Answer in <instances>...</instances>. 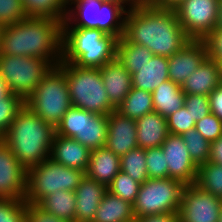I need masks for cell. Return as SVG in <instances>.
Listing matches in <instances>:
<instances>
[{
  "mask_svg": "<svg viewBox=\"0 0 222 222\" xmlns=\"http://www.w3.org/2000/svg\"><path fill=\"white\" fill-rule=\"evenodd\" d=\"M182 138L192 161L199 167L209 161L211 143L195 129L184 132Z\"/></svg>",
  "mask_w": 222,
  "mask_h": 222,
  "instance_id": "obj_33",
  "label": "cell"
},
{
  "mask_svg": "<svg viewBox=\"0 0 222 222\" xmlns=\"http://www.w3.org/2000/svg\"><path fill=\"white\" fill-rule=\"evenodd\" d=\"M219 222H222V209H221V214H220Z\"/></svg>",
  "mask_w": 222,
  "mask_h": 222,
  "instance_id": "obj_55",
  "label": "cell"
},
{
  "mask_svg": "<svg viewBox=\"0 0 222 222\" xmlns=\"http://www.w3.org/2000/svg\"><path fill=\"white\" fill-rule=\"evenodd\" d=\"M102 1L119 3L123 6H125L128 10L137 4L136 0H102Z\"/></svg>",
  "mask_w": 222,
  "mask_h": 222,
  "instance_id": "obj_48",
  "label": "cell"
},
{
  "mask_svg": "<svg viewBox=\"0 0 222 222\" xmlns=\"http://www.w3.org/2000/svg\"><path fill=\"white\" fill-rule=\"evenodd\" d=\"M55 129L57 135L73 138L90 151L96 150L105 146L108 135V115L71 106Z\"/></svg>",
  "mask_w": 222,
  "mask_h": 222,
  "instance_id": "obj_11",
  "label": "cell"
},
{
  "mask_svg": "<svg viewBox=\"0 0 222 222\" xmlns=\"http://www.w3.org/2000/svg\"><path fill=\"white\" fill-rule=\"evenodd\" d=\"M153 55L147 47L129 43L123 37L117 41L115 58L131 75L148 63Z\"/></svg>",
  "mask_w": 222,
  "mask_h": 222,
  "instance_id": "obj_28",
  "label": "cell"
},
{
  "mask_svg": "<svg viewBox=\"0 0 222 222\" xmlns=\"http://www.w3.org/2000/svg\"><path fill=\"white\" fill-rule=\"evenodd\" d=\"M196 184L203 190L222 198V165L211 161L200 165Z\"/></svg>",
  "mask_w": 222,
  "mask_h": 222,
  "instance_id": "obj_32",
  "label": "cell"
},
{
  "mask_svg": "<svg viewBox=\"0 0 222 222\" xmlns=\"http://www.w3.org/2000/svg\"><path fill=\"white\" fill-rule=\"evenodd\" d=\"M184 0H156L153 4L163 9H175Z\"/></svg>",
  "mask_w": 222,
  "mask_h": 222,
  "instance_id": "obj_47",
  "label": "cell"
},
{
  "mask_svg": "<svg viewBox=\"0 0 222 222\" xmlns=\"http://www.w3.org/2000/svg\"><path fill=\"white\" fill-rule=\"evenodd\" d=\"M146 167L149 179H160L168 177V164L160 147L145 149Z\"/></svg>",
  "mask_w": 222,
  "mask_h": 222,
  "instance_id": "obj_36",
  "label": "cell"
},
{
  "mask_svg": "<svg viewBox=\"0 0 222 222\" xmlns=\"http://www.w3.org/2000/svg\"><path fill=\"white\" fill-rule=\"evenodd\" d=\"M26 222H69L45 212L37 204L27 203Z\"/></svg>",
  "mask_w": 222,
  "mask_h": 222,
  "instance_id": "obj_43",
  "label": "cell"
},
{
  "mask_svg": "<svg viewBox=\"0 0 222 222\" xmlns=\"http://www.w3.org/2000/svg\"><path fill=\"white\" fill-rule=\"evenodd\" d=\"M52 67L49 61L37 57L0 55L1 78L10 93L24 101Z\"/></svg>",
  "mask_w": 222,
  "mask_h": 222,
  "instance_id": "obj_10",
  "label": "cell"
},
{
  "mask_svg": "<svg viewBox=\"0 0 222 222\" xmlns=\"http://www.w3.org/2000/svg\"><path fill=\"white\" fill-rule=\"evenodd\" d=\"M27 17L49 18L64 21L68 0H22Z\"/></svg>",
  "mask_w": 222,
  "mask_h": 222,
  "instance_id": "obj_30",
  "label": "cell"
},
{
  "mask_svg": "<svg viewBox=\"0 0 222 222\" xmlns=\"http://www.w3.org/2000/svg\"><path fill=\"white\" fill-rule=\"evenodd\" d=\"M156 0H136L137 3H154Z\"/></svg>",
  "mask_w": 222,
  "mask_h": 222,
  "instance_id": "obj_52",
  "label": "cell"
},
{
  "mask_svg": "<svg viewBox=\"0 0 222 222\" xmlns=\"http://www.w3.org/2000/svg\"><path fill=\"white\" fill-rule=\"evenodd\" d=\"M3 142V134L0 132V144Z\"/></svg>",
  "mask_w": 222,
  "mask_h": 222,
  "instance_id": "obj_54",
  "label": "cell"
},
{
  "mask_svg": "<svg viewBox=\"0 0 222 222\" xmlns=\"http://www.w3.org/2000/svg\"><path fill=\"white\" fill-rule=\"evenodd\" d=\"M121 170L143 184L148 177L145 149L137 147L120 157Z\"/></svg>",
  "mask_w": 222,
  "mask_h": 222,
  "instance_id": "obj_31",
  "label": "cell"
},
{
  "mask_svg": "<svg viewBox=\"0 0 222 222\" xmlns=\"http://www.w3.org/2000/svg\"><path fill=\"white\" fill-rule=\"evenodd\" d=\"M116 110L130 119L137 120L154 111L152 93L132 87Z\"/></svg>",
  "mask_w": 222,
  "mask_h": 222,
  "instance_id": "obj_29",
  "label": "cell"
},
{
  "mask_svg": "<svg viewBox=\"0 0 222 222\" xmlns=\"http://www.w3.org/2000/svg\"><path fill=\"white\" fill-rule=\"evenodd\" d=\"M99 69L108 98L117 108L132 88L131 73L116 58Z\"/></svg>",
  "mask_w": 222,
  "mask_h": 222,
  "instance_id": "obj_20",
  "label": "cell"
},
{
  "mask_svg": "<svg viewBox=\"0 0 222 222\" xmlns=\"http://www.w3.org/2000/svg\"><path fill=\"white\" fill-rule=\"evenodd\" d=\"M58 66L66 76L72 106L104 115L116 109L108 98L99 68L78 67L68 62Z\"/></svg>",
  "mask_w": 222,
  "mask_h": 222,
  "instance_id": "obj_6",
  "label": "cell"
},
{
  "mask_svg": "<svg viewBox=\"0 0 222 222\" xmlns=\"http://www.w3.org/2000/svg\"><path fill=\"white\" fill-rule=\"evenodd\" d=\"M209 161L222 165V136L216 141L211 142Z\"/></svg>",
  "mask_w": 222,
  "mask_h": 222,
  "instance_id": "obj_46",
  "label": "cell"
},
{
  "mask_svg": "<svg viewBox=\"0 0 222 222\" xmlns=\"http://www.w3.org/2000/svg\"><path fill=\"white\" fill-rule=\"evenodd\" d=\"M217 63H218V68H219V73H220V79H221V82H222V59L220 60H216Z\"/></svg>",
  "mask_w": 222,
  "mask_h": 222,
  "instance_id": "obj_51",
  "label": "cell"
},
{
  "mask_svg": "<svg viewBox=\"0 0 222 222\" xmlns=\"http://www.w3.org/2000/svg\"><path fill=\"white\" fill-rule=\"evenodd\" d=\"M161 148L168 164V177L186 185L196 183L198 166L192 161L182 136L169 134Z\"/></svg>",
  "mask_w": 222,
  "mask_h": 222,
  "instance_id": "obj_15",
  "label": "cell"
},
{
  "mask_svg": "<svg viewBox=\"0 0 222 222\" xmlns=\"http://www.w3.org/2000/svg\"><path fill=\"white\" fill-rule=\"evenodd\" d=\"M63 22L26 17L2 26L0 55L37 57L58 66L62 60Z\"/></svg>",
  "mask_w": 222,
  "mask_h": 222,
  "instance_id": "obj_2",
  "label": "cell"
},
{
  "mask_svg": "<svg viewBox=\"0 0 222 222\" xmlns=\"http://www.w3.org/2000/svg\"><path fill=\"white\" fill-rule=\"evenodd\" d=\"M136 222H179V214L177 212L159 213L154 215L138 217Z\"/></svg>",
  "mask_w": 222,
  "mask_h": 222,
  "instance_id": "obj_45",
  "label": "cell"
},
{
  "mask_svg": "<svg viewBox=\"0 0 222 222\" xmlns=\"http://www.w3.org/2000/svg\"><path fill=\"white\" fill-rule=\"evenodd\" d=\"M128 9L102 0H68L63 27L95 28L118 40L123 36Z\"/></svg>",
  "mask_w": 222,
  "mask_h": 222,
  "instance_id": "obj_5",
  "label": "cell"
},
{
  "mask_svg": "<svg viewBox=\"0 0 222 222\" xmlns=\"http://www.w3.org/2000/svg\"><path fill=\"white\" fill-rule=\"evenodd\" d=\"M217 27L216 28H222V0H218L217 3Z\"/></svg>",
  "mask_w": 222,
  "mask_h": 222,
  "instance_id": "obj_50",
  "label": "cell"
},
{
  "mask_svg": "<svg viewBox=\"0 0 222 222\" xmlns=\"http://www.w3.org/2000/svg\"><path fill=\"white\" fill-rule=\"evenodd\" d=\"M25 106V101L18 95L10 93L0 100V132L4 135L18 112Z\"/></svg>",
  "mask_w": 222,
  "mask_h": 222,
  "instance_id": "obj_35",
  "label": "cell"
},
{
  "mask_svg": "<svg viewBox=\"0 0 222 222\" xmlns=\"http://www.w3.org/2000/svg\"><path fill=\"white\" fill-rule=\"evenodd\" d=\"M45 212L57 218L75 222V191L59 190L44 197L38 204Z\"/></svg>",
  "mask_w": 222,
  "mask_h": 222,
  "instance_id": "obj_27",
  "label": "cell"
},
{
  "mask_svg": "<svg viewBox=\"0 0 222 222\" xmlns=\"http://www.w3.org/2000/svg\"><path fill=\"white\" fill-rule=\"evenodd\" d=\"M207 58V50L202 40H190L180 51L168 58L169 80L182 86Z\"/></svg>",
  "mask_w": 222,
  "mask_h": 222,
  "instance_id": "obj_16",
  "label": "cell"
},
{
  "mask_svg": "<svg viewBox=\"0 0 222 222\" xmlns=\"http://www.w3.org/2000/svg\"><path fill=\"white\" fill-rule=\"evenodd\" d=\"M117 41L99 29L63 27L61 62L100 68L115 59Z\"/></svg>",
  "mask_w": 222,
  "mask_h": 222,
  "instance_id": "obj_4",
  "label": "cell"
},
{
  "mask_svg": "<svg viewBox=\"0 0 222 222\" xmlns=\"http://www.w3.org/2000/svg\"><path fill=\"white\" fill-rule=\"evenodd\" d=\"M132 87L153 92L169 79L168 58L153 55L148 63L131 75Z\"/></svg>",
  "mask_w": 222,
  "mask_h": 222,
  "instance_id": "obj_24",
  "label": "cell"
},
{
  "mask_svg": "<svg viewBox=\"0 0 222 222\" xmlns=\"http://www.w3.org/2000/svg\"><path fill=\"white\" fill-rule=\"evenodd\" d=\"M106 192L107 187L105 185L84 175L75 189V222H93L96 210Z\"/></svg>",
  "mask_w": 222,
  "mask_h": 222,
  "instance_id": "obj_18",
  "label": "cell"
},
{
  "mask_svg": "<svg viewBox=\"0 0 222 222\" xmlns=\"http://www.w3.org/2000/svg\"><path fill=\"white\" fill-rule=\"evenodd\" d=\"M136 120L122 115L116 109L108 114V135L105 147L121 157L138 147Z\"/></svg>",
  "mask_w": 222,
  "mask_h": 222,
  "instance_id": "obj_17",
  "label": "cell"
},
{
  "mask_svg": "<svg viewBox=\"0 0 222 222\" xmlns=\"http://www.w3.org/2000/svg\"><path fill=\"white\" fill-rule=\"evenodd\" d=\"M222 198L196 183L187 185L179 208V222H219Z\"/></svg>",
  "mask_w": 222,
  "mask_h": 222,
  "instance_id": "obj_13",
  "label": "cell"
},
{
  "mask_svg": "<svg viewBox=\"0 0 222 222\" xmlns=\"http://www.w3.org/2000/svg\"><path fill=\"white\" fill-rule=\"evenodd\" d=\"M218 0H184L175 12L191 40H203L217 27Z\"/></svg>",
  "mask_w": 222,
  "mask_h": 222,
  "instance_id": "obj_12",
  "label": "cell"
},
{
  "mask_svg": "<svg viewBox=\"0 0 222 222\" xmlns=\"http://www.w3.org/2000/svg\"><path fill=\"white\" fill-rule=\"evenodd\" d=\"M210 111L222 121V84L216 87L209 95Z\"/></svg>",
  "mask_w": 222,
  "mask_h": 222,
  "instance_id": "obj_44",
  "label": "cell"
},
{
  "mask_svg": "<svg viewBox=\"0 0 222 222\" xmlns=\"http://www.w3.org/2000/svg\"><path fill=\"white\" fill-rule=\"evenodd\" d=\"M84 175L85 172L66 167L49 157L27 169L25 201L38 204L44 197L55 191H75Z\"/></svg>",
  "mask_w": 222,
  "mask_h": 222,
  "instance_id": "obj_8",
  "label": "cell"
},
{
  "mask_svg": "<svg viewBox=\"0 0 222 222\" xmlns=\"http://www.w3.org/2000/svg\"><path fill=\"white\" fill-rule=\"evenodd\" d=\"M26 190L27 169L2 142L0 144V199H25Z\"/></svg>",
  "mask_w": 222,
  "mask_h": 222,
  "instance_id": "obj_14",
  "label": "cell"
},
{
  "mask_svg": "<svg viewBox=\"0 0 222 222\" xmlns=\"http://www.w3.org/2000/svg\"><path fill=\"white\" fill-rule=\"evenodd\" d=\"M56 129L24 106L3 135V142L28 169L50 157Z\"/></svg>",
  "mask_w": 222,
  "mask_h": 222,
  "instance_id": "obj_3",
  "label": "cell"
},
{
  "mask_svg": "<svg viewBox=\"0 0 222 222\" xmlns=\"http://www.w3.org/2000/svg\"><path fill=\"white\" fill-rule=\"evenodd\" d=\"M133 204L106 192L93 222H134Z\"/></svg>",
  "mask_w": 222,
  "mask_h": 222,
  "instance_id": "obj_25",
  "label": "cell"
},
{
  "mask_svg": "<svg viewBox=\"0 0 222 222\" xmlns=\"http://www.w3.org/2000/svg\"><path fill=\"white\" fill-rule=\"evenodd\" d=\"M122 37L167 58L191 40L174 9L159 8L153 3H137L128 10Z\"/></svg>",
  "mask_w": 222,
  "mask_h": 222,
  "instance_id": "obj_1",
  "label": "cell"
},
{
  "mask_svg": "<svg viewBox=\"0 0 222 222\" xmlns=\"http://www.w3.org/2000/svg\"><path fill=\"white\" fill-rule=\"evenodd\" d=\"M26 17L22 0H0V26L14 24Z\"/></svg>",
  "mask_w": 222,
  "mask_h": 222,
  "instance_id": "obj_38",
  "label": "cell"
},
{
  "mask_svg": "<svg viewBox=\"0 0 222 222\" xmlns=\"http://www.w3.org/2000/svg\"><path fill=\"white\" fill-rule=\"evenodd\" d=\"M140 186L141 183L120 170L112 180L111 184L107 187V191L131 204H134Z\"/></svg>",
  "mask_w": 222,
  "mask_h": 222,
  "instance_id": "obj_34",
  "label": "cell"
},
{
  "mask_svg": "<svg viewBox=\"0 0 222 222\" xmlns=\"http://www.w3.org/2000/svg\"><path fill=\"white\" fill-rule=\"evenodd\" d=\"M184 106L196 122L211 113L207 95L185 94Z\"/></svg>",
  "mask_w": 222,
  "mask_h": 222,
  "instance_id": "obj_40",
  "label": "cell"
},
{
  "mask_svg": "<svg viewBox=\"0 0 222 222\" xmlns=\"http://www.w3.org/2000/svg\"><path fill=\"white\" fill-rule=\"evenodd\" d=\"M195 123L185 106L167 117L169 134L173 135H182L184 132L195 128Z\"/></svg>",
  "mask_w": 222,
  "mask_h": 222,
  "instance_id": "obj_39",
  "label": "cell"
},
{
  "mask_svg": "<svg viewBox=\"0 0 222 222\" xmlns=\"http://www.w3.org/2000/svg\"><path fill=\"white\" fill-rule=\"evenodd\" d=\"M1 31H2V26H0V51H1Z\"/></svg>",
  "mask_w": 222,
  "mask_h": 222,
  "instance_id": "obj_53",
  "label": "cell"
},
{
  "mask_svg": "<svg viewBox=\"0 0 222 222\" xmlns=\"http://www.w3.org/2000/svg\"><path fill=\"white\" fill-rule=\"evenodd\" d=\"M195 129L211 143L222 136V121L210 113L203 119L196 121Z\"/></svg>",
  "mask_w": 222,
  "mask_h": 222,
  "instance_id": "obj_41",
  "label": "cell"
},
{
  "mask_svg": "<svg viewBox=\"0 0 222 222\" xmlns=\"http://www.w3.org/2000/svg\"><path fill=\"white\" fill-rule=\"evenodd\" d=\"M222 84L218 63L206 58L181 86L185 94L209 95L216 87Z\"/></svg>",
  "mask_w": 222,
  "mask_h": 222,
  "instance_id": "obj_23",
  "label": "cell"
},
{
  "mask_svg": "<svg viewBox=\"0 0 222 222\" xmlns=\"http://www.w3.org/2000/svg\"><path fill=\"white\" fill-rule=\"evenodd\" d=\"M91 151L73 138L55 134L50 158L66 167L86 172Z\"/></svg>",
  "mask_w": 222,
  "mask_h": 222,
  "instance_id": "obj_19",
  "label": "cell"
},
{
  "mask_svg": "<svg viewBox=\"0 0 222 222\" xmlns=\"http://www.w3.org/2000/svg\"><path fill=\"white\" fill-rule=\"evenodd\" d=\"M33 113L55 128L72 106L67 79L59 66H53L25 100Z\"/></svg>",
  "mask_w": 222,
  "mask_h": 222,
  "instance_id": "obj_7",
  "label": "cell"
},
{
  "mask_svg": "<svg viewBox=\"0 0 222 222\" xmlns=\"http://www.w3.org/2000/svg\"><path fill=\"white\" fill-rule=\"evenodd\" d=\"M120 170V157L104 146L91 151L85 175L108 187Z\"/></svg>",
  "mask_w": 222,
  "mask_h": 222,
  "instance_id": "obj_21",
  "label": "cell"
},
{
  "mask_svg": "<svg viewBox=\"0 0 222 222\" xmlns=\"http://www.w3.org/2000/svg\"><path fill=\"white\" fill-rule=\"evenodd\" d=\"M10 94V91L7 87V84L4 82V80L0 76V100L4 99Z\"/></svg>",
  "mask_w": 222,
  "mask_h": 222,
  "instance_id": "obj_49",
  "label": "cell"
},
{
  "mask_svg": "<svg viewBox=\"0 0 222 222\" xmlns=\"http://www.w3.org/2000/svg\"><path fill=\"white\" fill-rule=\"evenodd\" d=\"M152 99L154 111L167 118L184 106L185 93L168 79L152 92Z\"/></svg>",
  "mask_w": 222,
  "mask_h": 222,
  "instance_id": "obj_26",
  "label": "cell"
},
{
  "mask_svg": "<svg viewBox=\"0 0 222 222\" xmlns=\"http://www.w3.org/2000/svg\"><path fill=\"white\" fill-rule=\"evenodd\" d=\"M137 144L143 149L160 147L169 135L167 118L152 111L136 120Z\"/></svg>",
  "mask_w": 222,
  "mask_h": 222,
  "instance_id": "obj_22",
  "label": "cell"
},
{
  "mask_svg": "<svg viewBox=\"0 0 222 222\" xmlns=\"http://www.w3.org/2000/svg\"><path fill=\"white\" fill-rule=\"evenodd\" d=\"M186 184L172 178L147 179L133 204L135 218L159 213L179 212Z\"/></svg>",
  "mask_w": 222,
  "mask_h": 222,
  "instance_id": "obj_9",
  "label": "cell"
},
{
  "mask_svg": "<svg viewBox=\"0 0 222 222\" xmlns=\"http://www.w3.org/2000/svg\"><path fill=\"white\" fill-rule=\"evenodd\" d=\"M26 214L25 199H0V222H26Z\"/></svg>",
  "mask_w": 222,
  "mask_h": 222,
  "instance_id": "obj_37",
  "label": "cell"
},
{
  "mask_svg": "<svg viewBox=\"0 0 222 222\" xmlns=\"http://www.w3.org/2000/svg\"><path fill=\"white\" fill-rule=\"evenodd\" d=\"M202 41L206 46L208 58L222 59V28H214Z\"/></svg>",
  "mask_w": 222,
  "mask_h": 222,
  "instance_id": "obj_42",
  "label": "cell"
}]
</instances>
